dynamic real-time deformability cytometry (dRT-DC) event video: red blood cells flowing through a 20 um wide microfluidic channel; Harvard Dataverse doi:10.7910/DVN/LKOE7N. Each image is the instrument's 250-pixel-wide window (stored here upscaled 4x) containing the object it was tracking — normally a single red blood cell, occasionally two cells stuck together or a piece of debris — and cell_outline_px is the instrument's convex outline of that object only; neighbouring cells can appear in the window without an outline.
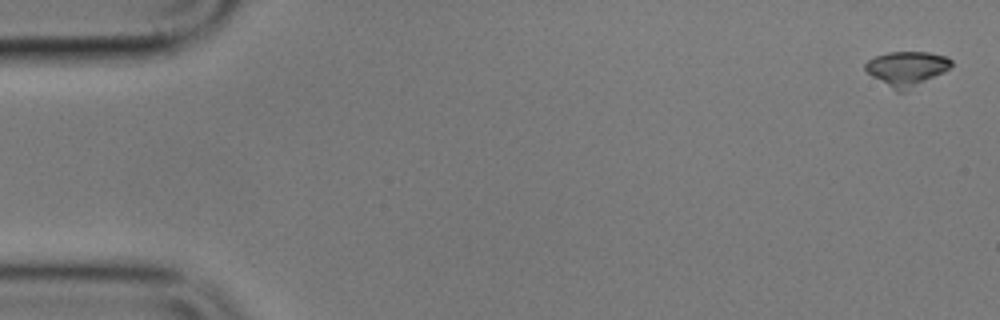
{"species": "common noctule bat (a hibernating species)", "species_latin": "Nyctalus noctula", "temperature_condition": "cold", "stored_images_in_passage": 6, "camera_frame_rate_fps": 3000, "um_per_image_px": 0.085, "animal": {"sex": "male", "body_mass_g": 17.9}, "frame": {"image": 1, "passage_image": 1, "time_ms": 0.0, "image_size_px": [1000, 320], "cell_outline_px": [[952, 64], [944, 72], [904, 92], [896, 92], [872, 76], [864, 68], [864, 64], [868, 60], [876, 56], [888, 52], [928, 52], [948, 56], [952, 60]], "centroid_in_image_um": [77.07, 5.83], "position_along_channel_um": 7.9, "area_um2": 17.34}}
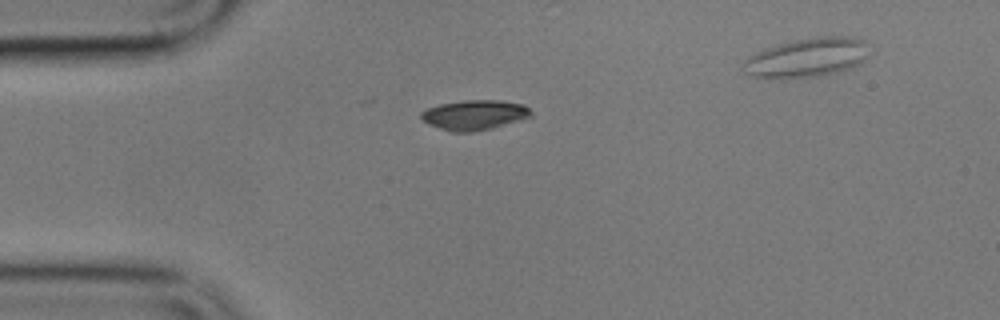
{"frame": {"image": 2, "passage_image": 5, "time_ms": 4.667, "image_size_px": [1000, 320], "cell_outline_px": [[532, 116], [492, 128], [472, 132], [452, 132], [428, 124], [420, 116], [420, 112], [428, 108], [440, 104], [464, 100], [500, 100], [524, 104], [532, 112]], "centroid_in_image_um": [40.33, 9.76], "position_along_channel_um": 44.7, "area_um2": 19.07}}